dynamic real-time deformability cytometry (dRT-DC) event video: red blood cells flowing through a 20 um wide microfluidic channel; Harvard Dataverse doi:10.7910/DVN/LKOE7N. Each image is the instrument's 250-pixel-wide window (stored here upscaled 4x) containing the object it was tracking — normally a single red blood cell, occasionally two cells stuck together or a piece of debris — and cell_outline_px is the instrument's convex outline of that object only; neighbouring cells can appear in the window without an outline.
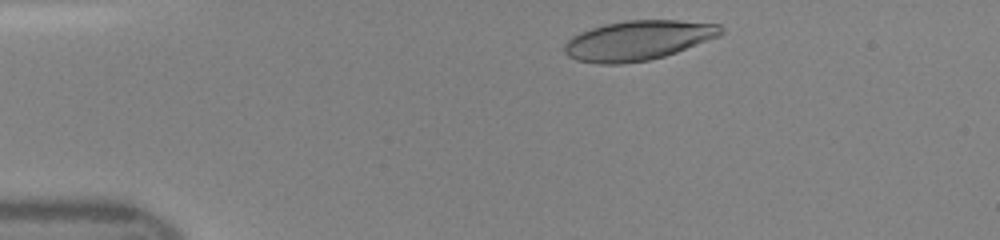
{"species": "human", "species_latin": "Homo sapiens", "temperature_condition": "room temperature", "stored_images_in_passage": 19, "camera_frame_rate_fps": 3000, "um_per_image_px": 0.085, "donor": {"sex": "female"}, "frame": {"image": 1, "passage_image": 2, "time_ms": 0.333, "image_size_px": [1000, 240], "cell_outline_px": [[724, 32], [720, 36], [676, 52], [664, 56], [648, 60], [620, 64], [600, 64], [576, 60], [568, 56], [564, 52], [564, 44], [572, 36], [580, 32], [604, 24], [628, 20], [680, 20], [720, 24], [724, 28]], "centroid_in_image_um": [54.24, 3.43], "position_along_channel_um": 30.8, "area_um2": 36.24}}
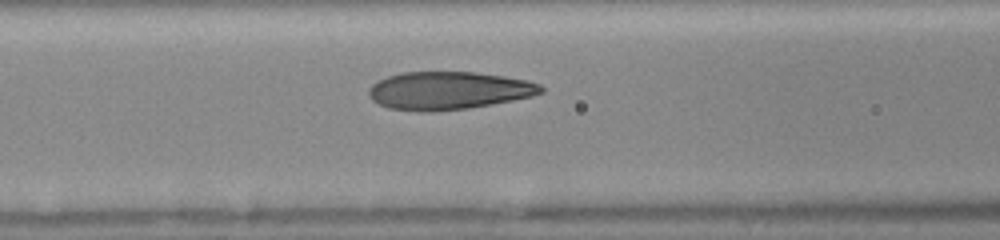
{"frame": {"image": 2, "passage_image": 10, "time_ms": 3.0, "image_size_px": [1000, 240], "cell_outline_px": [[544, 92], [532, 96], [492, 104], [468, 108], [428, 112], [416, 112], [388, 108], [372, 100], [368, 96], [368, 88], [372, 84], [388, 76], [404, 72], [476, 72], [504, 76], [528, 80], [540, 84], [544, 88]], "centroid_in_image_um": [38.12, 7.7], "position_along_channel_um": 128.5, "area_um2": 38.21}}
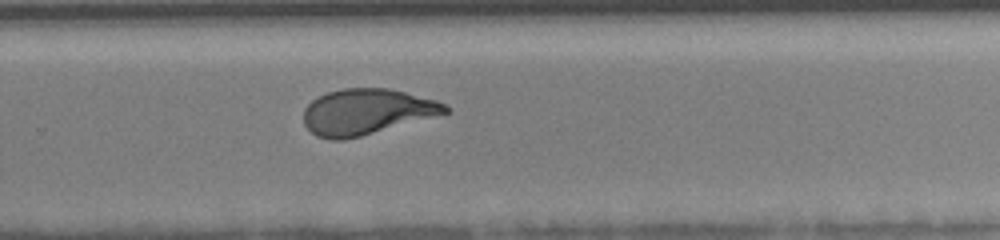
{"frame": {"image": 3, "passage_image": 19, "time_ms": 6.0, "image_size_px": [1000, 240], "cell_outline_px": [[452, 112], [444, 116], [344, 140], [328, 140], [316, 136], [304, 124], [304, 108], [312, 100], [328, 92], [344, 88], [388, 88], [436, 100], [452, 108]], "centroid_in_image_um": [31.25, 9.52], "position_along_channel_um": 298.6, "area_um2": 38.38}}